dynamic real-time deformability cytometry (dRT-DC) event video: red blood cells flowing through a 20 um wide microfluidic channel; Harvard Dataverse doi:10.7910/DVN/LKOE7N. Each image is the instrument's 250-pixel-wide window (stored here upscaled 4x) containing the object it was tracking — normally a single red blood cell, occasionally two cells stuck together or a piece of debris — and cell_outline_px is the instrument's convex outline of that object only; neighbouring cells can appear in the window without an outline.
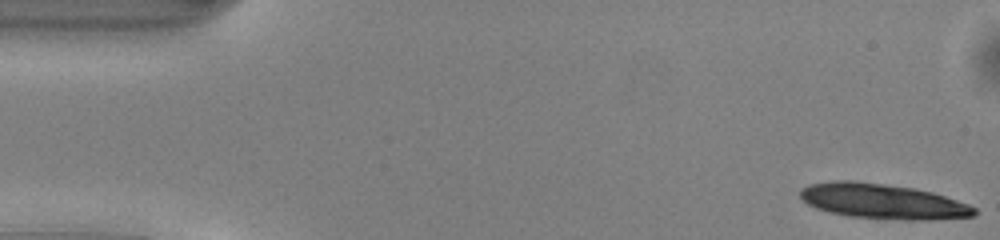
{"species": "common noctule bat (a hibernating species)", "species_latin": "Nyctalus noctula", "temperature_condition": "warm", "stored_images_in_passage": 13, "camera_frame_rate_fps": 3000, "um_per_image_px": 0.085, "animal": {"sex": "male", "body_mass_g": 13.0, "forearm_length_mm": 53.1}, "frame": {"image": 1, "passage_image": 1, "time_ms": 0.0, "image_size_px": [1000, 240], "cell_outline_px": [[976, 212], [972, 216], [928, 220], [904, 220], [848, 216], [828, 212], [816, 208], [808, 204], [800, 196], [800, 192], [804, 188], [812, 184], [832, 180], [852, 180], [916, 188], [932, 192], [968, 204], [976, 208]], "centroid_in_image_um": [75.03, 17.11], "position_along_channel_um": 10.0, "area_um2": 35.43}}